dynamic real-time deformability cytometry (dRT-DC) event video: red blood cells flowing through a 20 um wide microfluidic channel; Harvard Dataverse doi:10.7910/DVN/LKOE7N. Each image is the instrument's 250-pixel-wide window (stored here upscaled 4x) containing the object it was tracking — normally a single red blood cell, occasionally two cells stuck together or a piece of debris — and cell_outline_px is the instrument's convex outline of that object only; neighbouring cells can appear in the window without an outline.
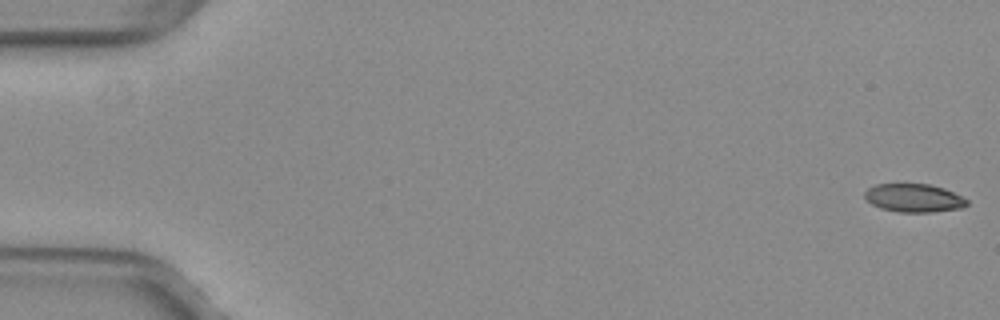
{"species": "common noctule bat (a hibernating species)", "species_latin": "Nyctalus noctula", "temperature_condition": "warm", "stored_images_in_passage": 52, "camera_frame_rate_fps": 3000, "um_per_image_px": 0.085, "animal": {"sex": "female", "body_mass_g": 29.2, "forearm_length_mm": 56.3}, "frame": {"image": 1, "passage_image": 1, "time_ms": 0.0, "image_size_px": [1000, 320], "cell_outline_px": [[968, 204], [964, 208], [932, 212], [896, 212], [880, 208], [872, 204], [864, 196], [864, 192], [868, 188], [876, 184], [928, 184], [944, 188], [968, 200]], "centroid_in_image_um": [77.68, 16.84], "position_along_channel_um": 7.3, "area_um2": 16.88}}
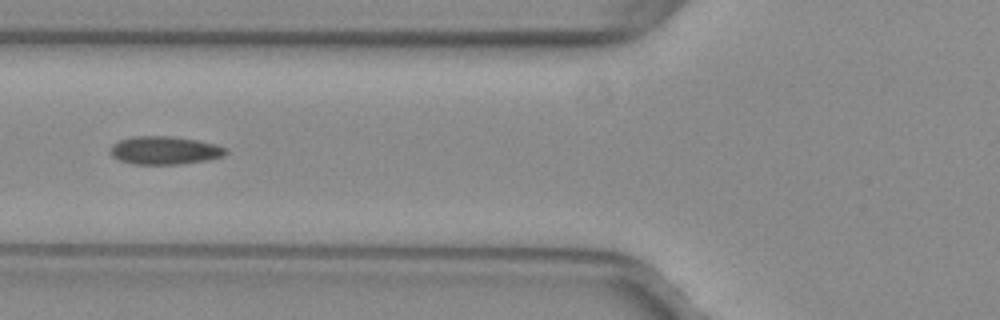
{"frame": {"image": 2, "passage_image": 21, "time_ms": 6.667, "image_size_px": [1000, 320], "cell_outline_px": [[228, 152], [224, 156], [208, 160], [180, 164], [132, 164], [120, 160], [112, 156], [108, 152], [112, 144], [120, 140], [132, 136], [168, 136], [196, 140], [212, 144], [224, 148]], "centroid_in_image_um": [13.94, 12.79], "position_along_channel_um": 111.9, "area_um2": 18.84}}
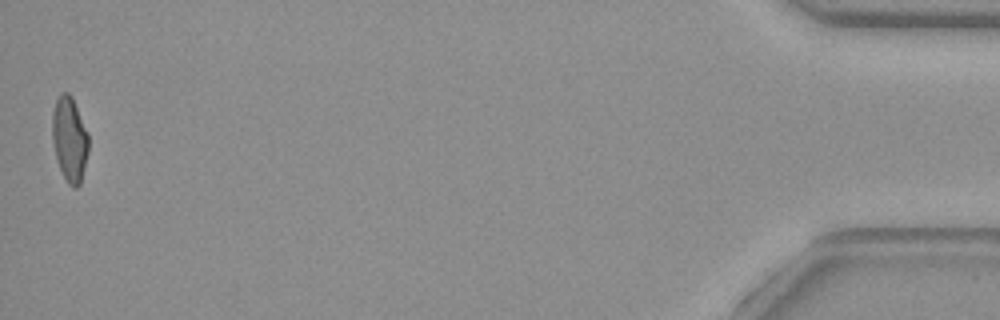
{"frame": {"image": 3, "passage_image": 52, "time_ms": 17.0, "image_size_px": [1000, 320], "cell_outline_px": [[88, 152], [80, 184], [76, 188], [72, 188], [68, 184], [60, 168], [56, 156], [52, 140], [52, 112], [56, 100], [60, 92], [68, 92], [72, 96], [88, 132]], "centroid_in_image_um": [5.91, 11.8], "position_along_channel_um": 429.3, "area_um2": 17.98}, "authors_computed_cell_mechanics": {"area_um2": 18.3515, "velocity_mm_per_s": 4.009, "shape_relaxation_time_tau1_ms": null, "shape_relaxation_time_tau2_ms": 1.234, "deformation_change_tau1": null, "deformation_change_tau2": 0.0702}}